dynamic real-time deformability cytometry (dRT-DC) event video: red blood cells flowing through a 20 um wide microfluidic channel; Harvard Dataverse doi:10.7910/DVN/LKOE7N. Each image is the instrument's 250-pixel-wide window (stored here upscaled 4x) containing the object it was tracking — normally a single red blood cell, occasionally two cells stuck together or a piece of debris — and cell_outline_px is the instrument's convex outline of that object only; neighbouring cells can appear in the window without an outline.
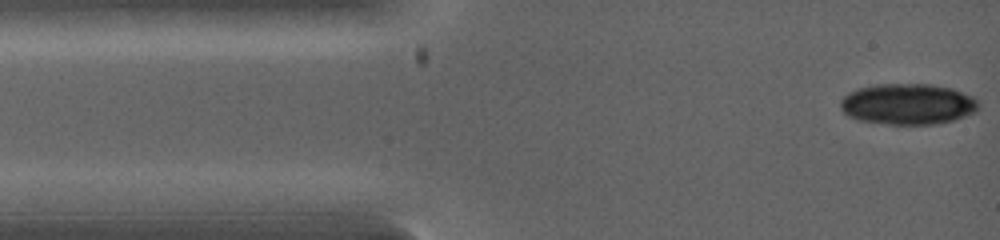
{"species": "common noctule bat (a hibernating species)", "species_latin": "Nyctalus noctula", "temperature_condition": "warm", "stored_images_in_passage": 2, "camera_frame_rate_fps": 5000, "um_per_image_px": 0.085, "animal": {"sex": "female", "body_mass_g": 19.0, "forearm_length_mm": 53.3}, "frame": {"image": 1, "passage_image": 2, "time_ms": 0.4, "image_size_px": [1000, 240], "cell_outline_px": [[980, 108], [976, 112], [952, 120], [936, 124], [888, 124], [856, 120], [848, 116], [840, 108], [840, 100], [848, 92], [856, 88], [876, 84], [928, 84], [952, 88], [972, 96], [976, 100]], "centroid_in_image_um": [77.13, 8.84], "position_along_channel_um": 7.9, "area_um2": 33.12}}